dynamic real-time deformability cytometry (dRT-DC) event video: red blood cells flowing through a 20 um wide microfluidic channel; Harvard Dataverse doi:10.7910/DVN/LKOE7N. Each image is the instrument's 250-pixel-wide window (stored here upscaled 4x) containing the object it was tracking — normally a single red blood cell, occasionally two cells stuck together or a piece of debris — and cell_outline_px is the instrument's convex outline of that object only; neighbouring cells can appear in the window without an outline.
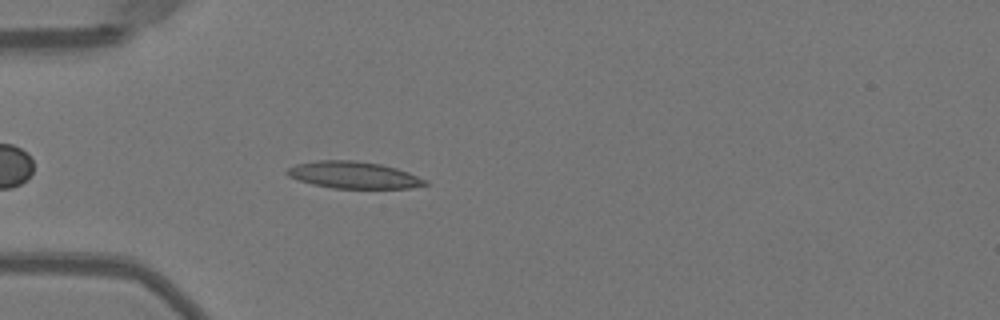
{"species": "Egyptian fruit bat (a non-hibernating species)", "species_latin": "Rousettus aegyptiacus", "temperature_condition": "warm", "stored_images_in_passage": 41, "camera_frame_rate_fps": 3000, "um_per_image_px": 0.085, "animal": {"sex": "female"}, "frame": {"image": 1, "passage_image": 7, "time_ms": 2.0, "image_size_px": [1000, 320], "cell_outline_px": [[428, 184], [408, 188], [332, 188], [312, 184], [288, 176], [284, 172], [288, 168], [296, 164], [320, 160], [356, 160], [380, 164], [396, 168], [408, 172], [428, 180]], "centroid_in_image_um": [30.05, 14.87], "position_along_channel_um": 54.9, "area_um2": 21.56}}
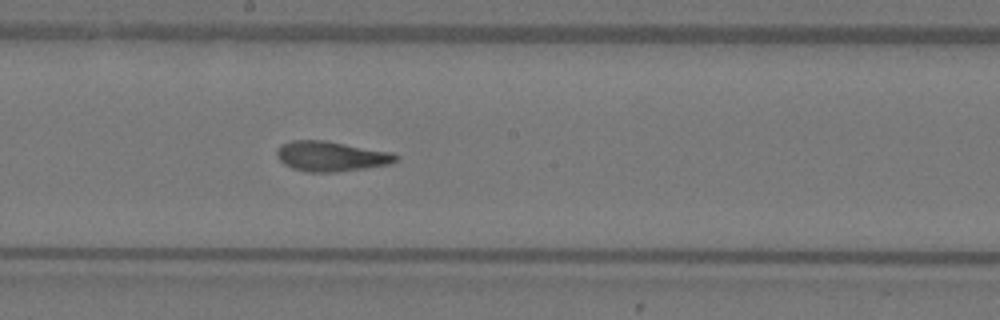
{"frame": {"image": 2, "passage_image": 20, "time_ms": 6.333, "image_size_px": [1000, 320], "cell_outline_px": [[400, 156], [392, 164], [336, 172], [308, 172], [292, 168], [284, 164], [276, 156], [276, 152], [280, 144], [292, 140], [328, 140], [392, 152]], "centroid_in_image_um": [28.15, 13.27], "position_along_channel_um": 220.1, "area_um2": 21.1}}
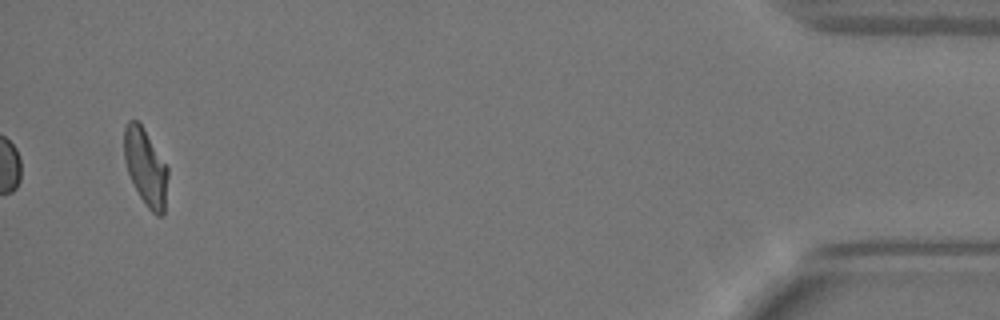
{"frame": {"image": 3, "passage_image": 41, "time_ms": 13.333, "image_size_px": [1000, 320], "cell_outline_px": [[168, 176], [164, 216], [156, 216], [148, 208], [140, 196], [128, 172], [124, 160], [124, 128], [128, 120], [136, 120], [140, 124], [168, 164]], "centroid_in_image_um": [12.4, 14.22], "position_along_channel_um": 422.8, "area_um2": 19.65}, "authors_computed_cell_mechanics": {"area_um2": 20.6346, "velocity_mm_per_s": 4.0045, "shape_relaxation_time_tau1_ms": 5.3823, "shape_relaxation_time_tau2_ms": 1.4247, "deformation_change_tau1": 0.1991, "deformation_change_tau2": 0.0942}}